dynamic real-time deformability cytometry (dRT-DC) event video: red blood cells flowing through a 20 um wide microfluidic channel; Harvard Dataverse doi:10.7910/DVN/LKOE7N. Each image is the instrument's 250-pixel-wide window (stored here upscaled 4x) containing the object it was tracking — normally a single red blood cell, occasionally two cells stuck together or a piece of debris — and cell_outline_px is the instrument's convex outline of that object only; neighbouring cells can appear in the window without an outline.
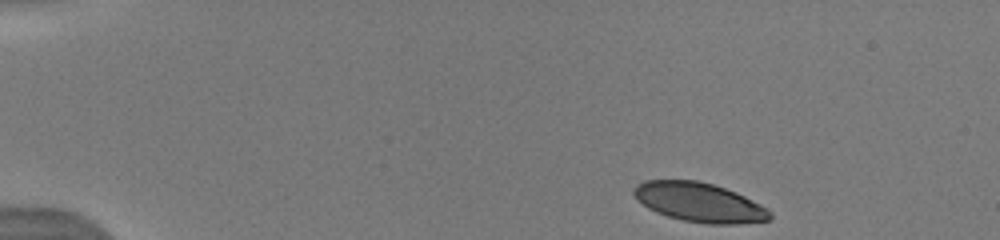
{"species": "human", "species_latin": "Homo sapiens", "temperature_condition": "warm", "stored_images_in_passage": 6, "camera_frame_rate_fps": 3000, "um_per_image_px": 0.085, "donor": {"sex": "male"}, "frame": {"image": 1, "passage_image": 1, "time_ms": 0.0, "image_size_px": [1000, 240], "cell_outline_px": [[772, 220], [740, 224], [708, 224], [684, 220], [668, 216], [656, 212], [648, 208], [632, 192], [636, 184], [644, 180], [696, 180], [712, 184], [736, 192], [768, 208], [772, 212]], "centroid_in_image_um": [59.49, 17.2], "position_along_channel_um": 25.5, "area_um2": 31.1}}
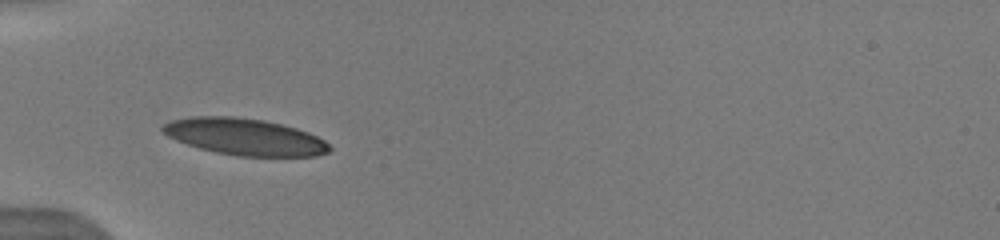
{"frame": {"image": 2, "passage_image": 5, "time_ms": 3.333, "image_size_px": [1000, 240], "cell_outline_px": [[332, 148], [328, 152], [316, 156], [240, 156], [216, 152], [200, 148], [176, 140], [168, 136], [160, 128], [164, 124], [172, 120], [192, 116], [236, 116], [264, 120], [296, 128], [308, 132], [324, 140]], "centroid_in_image_um": [20.81, 11.62], "position_along_channel_um": 64.2, "area_um2": 35.49}}